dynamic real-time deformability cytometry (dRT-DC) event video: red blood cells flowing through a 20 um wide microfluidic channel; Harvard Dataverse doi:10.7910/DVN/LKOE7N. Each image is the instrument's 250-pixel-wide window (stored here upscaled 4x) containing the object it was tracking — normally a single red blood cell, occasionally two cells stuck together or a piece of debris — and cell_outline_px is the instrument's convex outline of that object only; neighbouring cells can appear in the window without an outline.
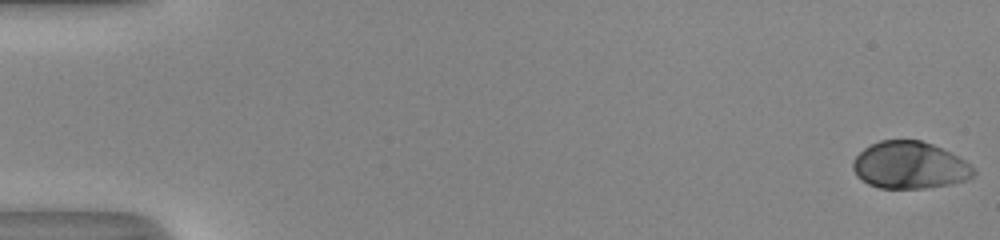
{"species": "human", "species_latin": "Homo sapiens", "temperature_condition": "room temperature", "stored_images_in_passage": 53, "camera_frame_rate_fps": 3000, "um_per_image_px": 0.085, "donor": {"sex": "male"}, "frame": {"image": 1, "passage_image": 1, "time_ms": 0.0, "image_size_px": [1000, 240], "cell_outline_px": [[976, 172], [972, 176], [964, 180], [952, 184], [924, 188], [880, 188], [868, 184], [856, 176], [852, 168], [852, 160], [864, 148], [880, 140], [920, 140], [932, 144], [964, 160]], "centroid_in_image_um": [77.27, 14.05], "position_along_channel_um": 7.7, "area_um2": 32.89}}
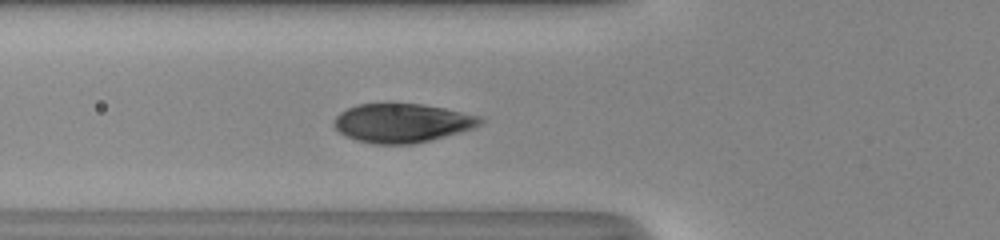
{"frame": {"image": 2, "passage_image": 20, "time_ms": 6.333, "image_size_px": [1000, 240], "cell_outline_px": [[484, 120], [476, 128], [432, 140], [412, 144], [372, 144], [356, 140], [340, 132], [332, 124], [332, 120], [340, 112], [356, 104], [420, 104], [444, 108], [484, 116]], "centroid_in_image_um": [34.22, 10.46], "position_along_channel_um": 91.6, "area_um2": 33.41}}
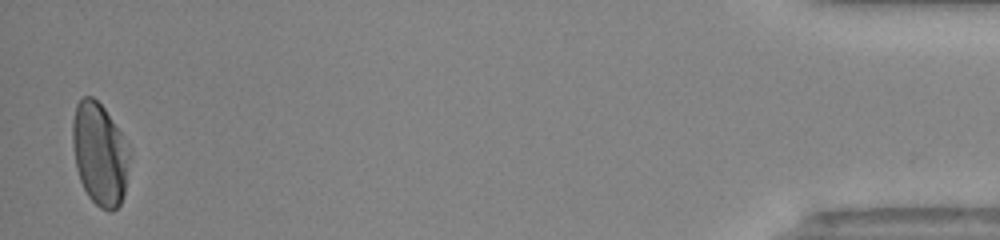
{"frame": {"image": 3, "passage_image": 52, "time_ms": 17.0, "image_size_px": [1000, 240], "cell_outline_px": [[132, 148], [124, 196], [120, 204], [112, 212], [108, 212], [100, 208], [88, 196], [80, 180], [76, 168], [72, 144], [72, 120], [76, 104], [84, 96], [92, 96], [104, 108]], "centroid_in_image_um": [8.5, 13.1], "position_along_channel_um": 426.7, "area_um2": 34.62}, "authors_computed_cell_mechanics": {"area_um2": 33.4084, "velocity_mm_per_s": 3.9953, "shape_relaxation_time_tau1_ms": 2.1326, "shape_relaxation_time_tau2_ms": null, "deformation_change_tau1": 0.123, "deformation_change_tau2": null}}